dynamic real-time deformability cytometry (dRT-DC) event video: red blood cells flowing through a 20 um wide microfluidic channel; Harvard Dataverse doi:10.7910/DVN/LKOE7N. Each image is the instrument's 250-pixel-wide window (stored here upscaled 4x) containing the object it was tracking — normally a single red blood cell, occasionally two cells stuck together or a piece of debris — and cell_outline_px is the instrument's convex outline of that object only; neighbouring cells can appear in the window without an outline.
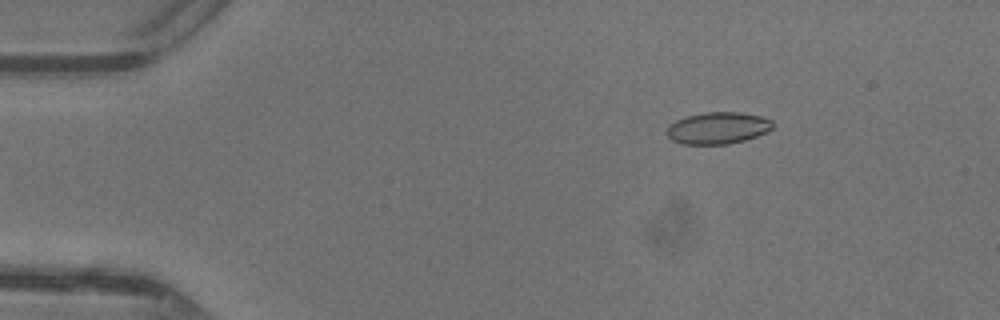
{"species": "common noctule bat (a hibernating species)", "species_latin": "Nyctalus noctula", "temperature_condition": "warm", "stored_images_in_passage": 48, "camera_frame_rate_fps": 3000, "um_per_image_px": 0.085, "animal": {"sex": "female"}, "frame": {"image": 1, "passage_image": 8, "time_ms": 2.333, "image_size_px": [1000, 320], "cell_outline_px": [[772, 128], [768, 132], [744, 140], [728, 144], [684, 144], [672, 140], [664, 132], [668, 124], [676, 120], [688, 116], [704, 112], [740, 112], [764, 116], [772, 120]], "centroid_in_image_um": [61.01, 10.87], "position_along_channel_um": 24.0, "area_um2": 19.83}}
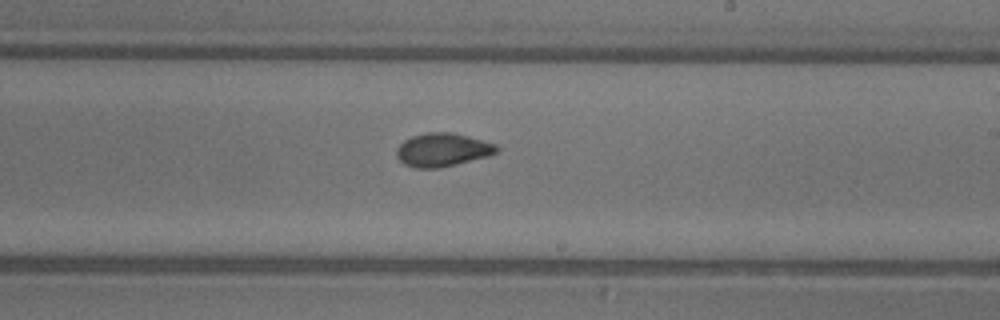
{"frame": {"image": 2, "passage_image": 29, "time_ms": 9.333, "image_size_px": [1000, 320], "cell_outline_px": [[500, 148], [496, 152], [488, 156], [440, 168], [416, 168], [404, 164], [396, 156], [396, 148], [404, 140], [412, 136], [428, 132], [452, 132], [468, 136], [496, 144]], "centroid_in_image_um": [37.6, 12.73], "position_along_channel_um": 251.4, "area_um2": 19.48}}
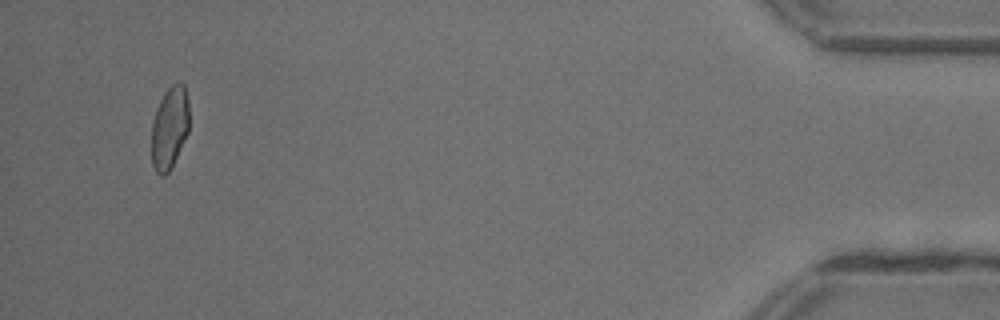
{"frame": {"image": 3, "passage_image": 46, "time_ms": 15.0, "image_size_px": [1000, 320], "cell_outline_px": [[188, 132], [172, 168], [164, 176], [160, 176], [156, 172], [152, 164], [152, 120], [156, 108], [164, 92], [172, 84], [180, 80], [184, 84], [188, 100]], "centroid_in_image_um": [14.41, 10.85], "position_along_channel_um": 420.8, "area_um2": 18.32}, "authors_computed_cell_mechanics": {"area_um2": 19.0162, "velocity_mm_per_s": 4.3966, "shape_relaxation_time_tau1_ms": 6.5529, "shape_relaxation_time_tau2_ms": 0.7953, "deformation_change_tau1": 0.1742, "deformation_change_tau2": 0.0536}}